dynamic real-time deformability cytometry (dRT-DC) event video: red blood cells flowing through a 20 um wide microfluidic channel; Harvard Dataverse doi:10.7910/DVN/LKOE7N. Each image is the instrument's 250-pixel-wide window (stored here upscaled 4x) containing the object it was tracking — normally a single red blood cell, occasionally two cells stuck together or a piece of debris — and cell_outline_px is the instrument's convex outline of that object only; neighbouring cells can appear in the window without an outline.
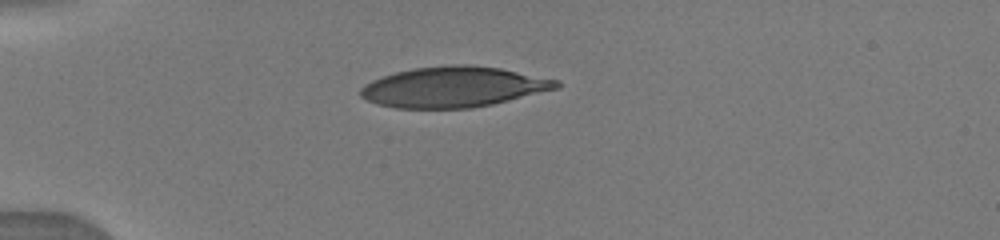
{"species": "human", "species_latin": "Homo sapiens", "temperature_condition": "warm", "stored_images_in_passage": 9, "camera_frame_rate_fps": 3000, "um_per_image_px": 0.085, "donor": {"sex": "male"}, "frame": {"image": 1, "passage_image": 1, "time_ms": 0.0, "image_size_px": [1000, 240], "cell_outline_px": [[560, 84], [556, 88], [492, 104], [472, 108], [396, 108], [380, 104], [368, 100], [360, 96], [360, 88], [372, 80], [396, 72], [412, 68], [452, 64], [468, 64], [500, 68], [560, 80]], "centroid_in_image_um": [38.53, 7.38], "position_along_channel_um": 46.5, "area_um2": 45.89}}
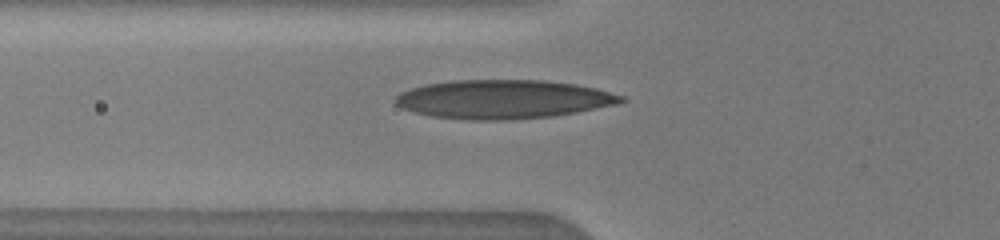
{"frame": {"image": 2, "passage_image": 6, "time_ms": 1.667, "image_size_px": [1000, 240], "cell_outline_px": [[628, 100], [616, 104], [576, 112], [552, 116], [504, 120], [468, 120], [432, 116], [416, 112], [404, 108], [396, 104], [396, 96], [400, 92], [424, 84], [452, 80], [544, 80], [572, 84], [596, 88], [624, 96]], "centroid_in_image_um": [42.78, 8.43], "position_along_channel_um": 83.0, "area_um2": 50.81}}